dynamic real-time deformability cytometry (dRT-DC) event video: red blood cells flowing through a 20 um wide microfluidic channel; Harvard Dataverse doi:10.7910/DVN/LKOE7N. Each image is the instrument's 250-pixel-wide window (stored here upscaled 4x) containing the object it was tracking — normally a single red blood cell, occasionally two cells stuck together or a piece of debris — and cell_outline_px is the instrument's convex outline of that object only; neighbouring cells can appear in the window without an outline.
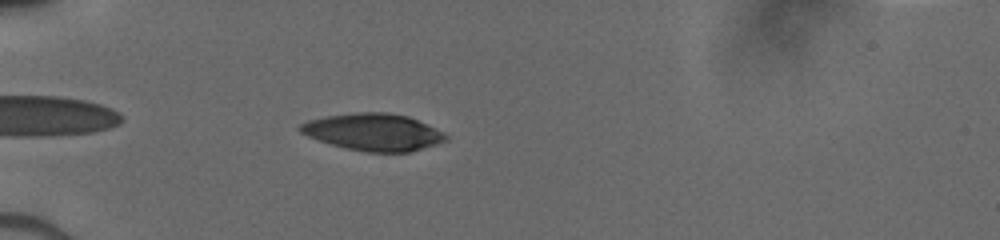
{"species": "human", "species_latin": "Homo sapiens", "temperature_condition": "cold", "stored_images_in_passage": 37, "camera_frame_rate_fps": 3000, "um_per_image_px": 0.085, "donor": {"sex": "male"}, "frame": {"image": 1, "passage_image": 3, "time_ms": 0.667, "image_size_px": [1000, 240], "cell_outline_px": [[448, 140], [436, 144], [408, 152], [368, 152], [348, 148], [332, 144], [308, 136], [300, 132], [296, 128], [300, 124], [308, 120], [324, 116], [356, 112], [388, 112], [408, 116], [444, 132], [448, 136]], "centroid_in_image_um": [31.73, 11.21], "position_along_channel_um": 53.3, "area_um2": 31.33}}
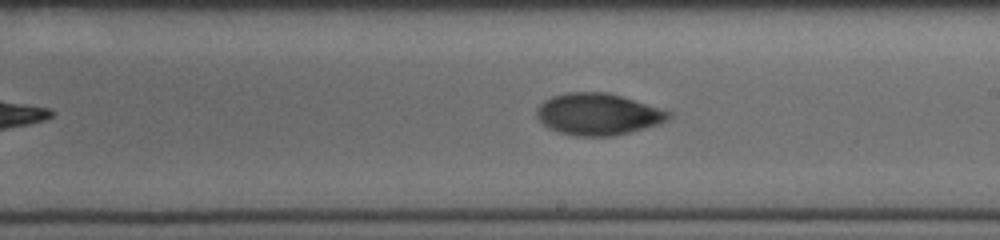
{"frame": {"image": 2, "passage_image": 18, "time_ms": 5.667, "image_size_px": [1000, 240], "cell_outline_px": [[672, 116], [668, 120], [660, 124], [612, 136], [576, 136], [560, 132], [548, 128], [536, 116], [536, 108], [544, 100], [552, 96], [568, 92], [608, 92], [672, 112]], "centroid_in_image_um": [50.82, 9.7], "position_along_channel_um": 238.2, "area_um2": 31.96}}
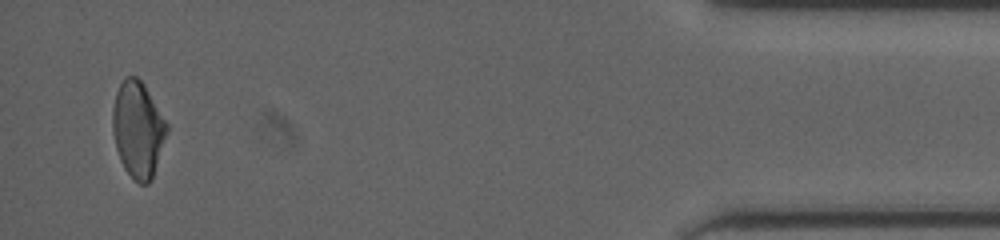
{"frame": {"image": 3, "passage_image": 36, "time_ms": 11.667, "image_size_px": [1000, 240], "cell_outline_px": [[168, 132], [152, 180], [148, 184], [140, 184], [124, 168], [120, 160], [116, 148], [112, 132], [112, 108], [116, 92], [124, 76], [136, 76], [144, 84], [168, 124]], "centroid_in_image_um": [11.72, 10.99], "position_along_channel_um": 423.5, "area_um2": 30.52}}